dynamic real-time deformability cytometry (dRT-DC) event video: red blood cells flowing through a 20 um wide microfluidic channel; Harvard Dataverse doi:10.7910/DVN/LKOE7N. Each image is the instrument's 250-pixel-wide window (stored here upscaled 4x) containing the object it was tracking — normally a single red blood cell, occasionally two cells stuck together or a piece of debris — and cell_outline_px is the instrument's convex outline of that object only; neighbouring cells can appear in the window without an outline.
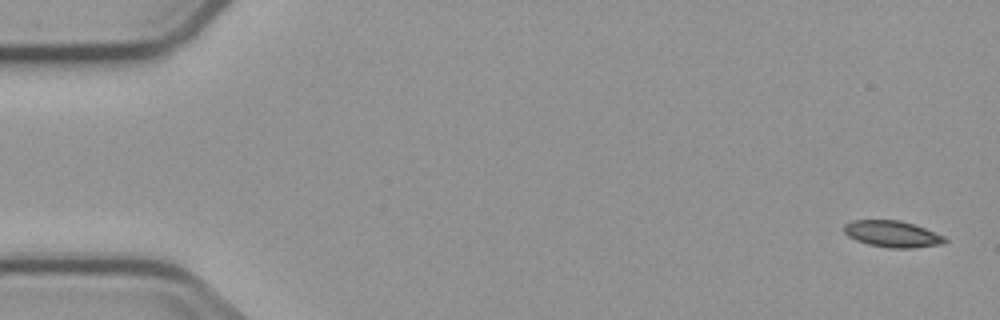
{"species": "common noctule bat (a hibernating species)", "species_latin": "Nyctalus noctula", "temperature_condition": "cold", "stored_images_in_passage": 6, "camera_frame_rate_fps": 3000, "um_per_image_px": 0.085, "animal": {"sex": "male", "body_mass_g": 23.1, "forearm_length_mm": 52.7}, "frame": {"image": 1, "passage_image": 1, "time_ms": 0.0, "image_size_px": [1000, 320], "cell_outline_px": [[948, 240], [944, 244], [912, 248], [888, 248], [868, 244], [856, 240], [848, 236], [844, 232], [844, 224], [852, 220], [900, 220], [924, 228], [944, 236]], "centroid_in_image_um": [75.84, 19.89], "position_along_channel_um": 9.2, "area_um2": 15.55}}
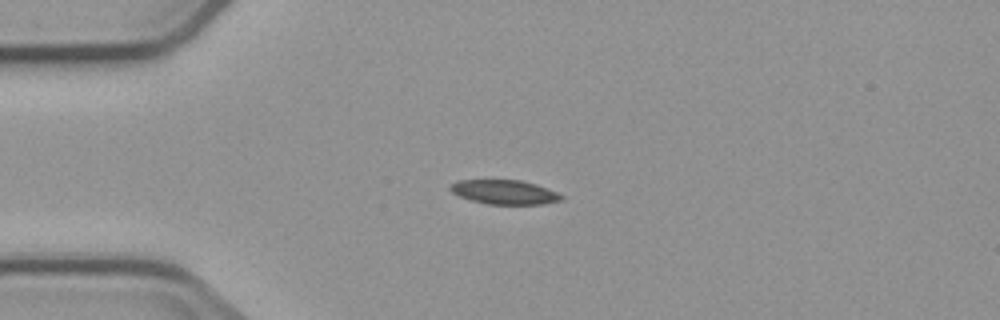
{"frame": {"image": 2, "passage_image": 4, "time_ms": 4.0, "image_size_px": [1000, 320], "cell_outline_px": [[564, 200], [544, 204], [488, 204], [472, 200], [460, 196], [452, 192], [448, 188], [456, 180], [520, 180], [536, 184], [556, 192], [564, 196]], "centroid_in_image_um": [42.9, 16.33], "position_along_channel_um": 42.1, "area_um2": 15.66}}
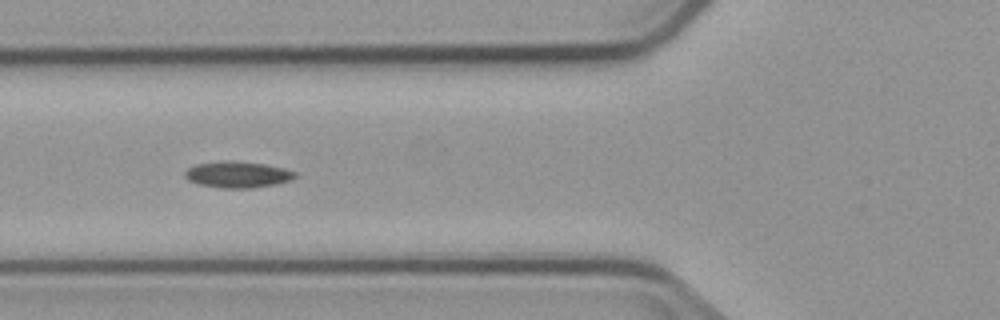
{"frame": {"image": 3, "passage_image": 6, "time_ms": 6.333, "image_size_px": [1000, 320], "cell_outline_px": [[296, 176], [292, 180], [276, 184], [252, 188], [224, 188], [200, 184], [188, 180], [184, 176], [184, 172], [188, 168], [196, 164], [228, 160], [264, 164], [284, 168], [296, 172]], "centroid_in_image_um": [20.21, 14.83], "position_along_channel_um": 105.6, "area_um2": 16.82}}